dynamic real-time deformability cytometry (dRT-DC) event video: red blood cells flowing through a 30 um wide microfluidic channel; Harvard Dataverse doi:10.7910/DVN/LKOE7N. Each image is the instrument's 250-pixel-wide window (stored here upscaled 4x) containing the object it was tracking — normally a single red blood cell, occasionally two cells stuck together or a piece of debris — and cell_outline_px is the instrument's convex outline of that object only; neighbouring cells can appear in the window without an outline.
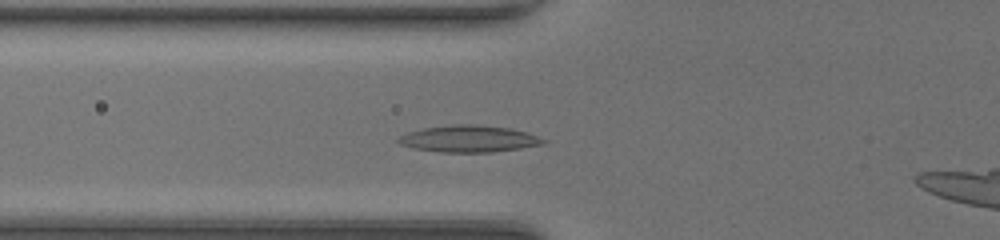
{"species": "common noctule bat (a hibernating species)", "species_latin": "Nyctalus noctula", "temperature_condition": "room temperature", "stored_images_in_passage": 43, "camera_frame_rate_fps": 3000, "um_per_image_px": 0.085, "animal": {"sex": "female", "body_mass_g": 20.0, "forearm_length_mm": 54.0}, "frame": {"image": 1, "passage_image": 13, "time_ms": 4.0, "image_size_px": [1000, 240], "cell_outline_px": [[548, 144], [492, 152], [440, 152], [416, 148], [400, 144], [396, 140], [400, 136], [408, 132], [424, 128], [452, 124], [476, 124], [512, 128], [528, 132], [548, 140]], "centroid_in_image_um": [39.93, 11.79], "position_along_channel_um": 85.9, "area_um2": 22.77}}
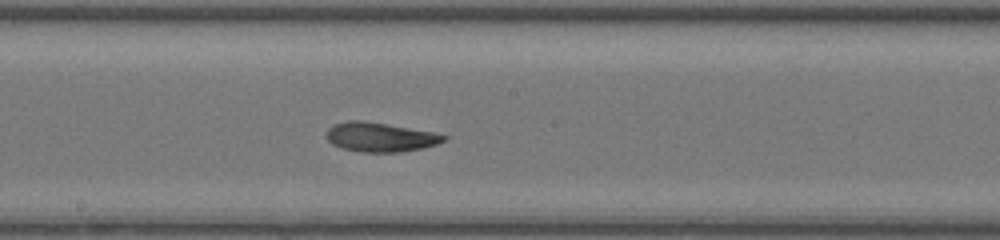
{"frame": {"image": 2, "passage_image": 22, "time_ms": 7.0, "image_size_px": [1000, 240], "cell_outline_px": [[448, 136], [444, 140], [436, 144], [424, 148], [400, 152], [360, 152], [340, 148], [332, 144], [328, 140], [328, 128], [332, 124], [348, 120], [360, 120], [436, 132]], "centroid_in_image_um": [32.31, 11.66], "position_along_channel_um": 215.9, "area_um2": 20.06}}
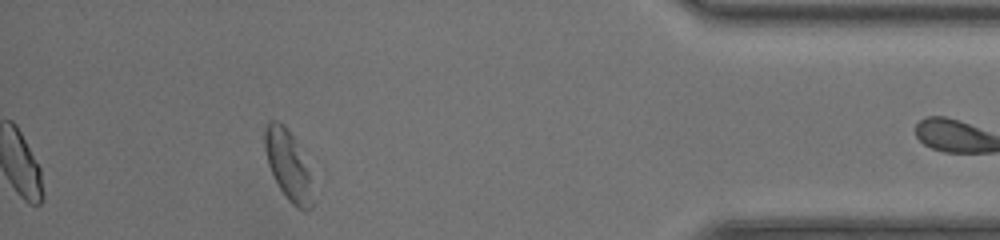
{"frame": {"image": 3, "passage_image": 38, "time_ms": 12.333, "image_size_px": [1000, 240], "cell_outline_px": [[312, 208], [308, 212], [304, 212], [296, 208], [288, 200], [280, 188], [268, 164], [264, 148], [264, 128], [272, 120], [276, 120], [284, 124], [292, 136], [308, 168], [312, 204]], "centroid_in_image_um": [24.46, 14.06], "position_along_channel_um": 410.7, "area_um2": 18.96}, "authors_computed_cell_mechanics": {"area_um2": 20.2878, "velocity_mm_per_s": 4.3503, "shape_relaxation_time_tau1_ms": 3.0898, "shape_relaxation_time_tau2_ms": 2.8193, "deformation_change_tau1": 0.1128, "deformation_change_tau2": 0.0975}}